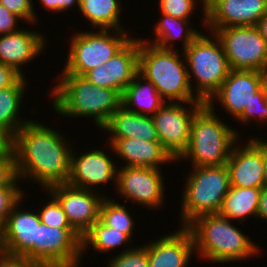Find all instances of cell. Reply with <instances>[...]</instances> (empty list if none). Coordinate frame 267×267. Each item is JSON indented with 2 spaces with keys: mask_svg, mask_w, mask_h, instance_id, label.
Listing matches in <instances>:
<instances>
[{
  "mask_svg": "<svg viewBox=\"0 0 267 267\" xmlns=\"http://www.w3.org/2000/svg\"><path fill=\"white\" fill-rule=\"evenodd\" d=\"M45 45L44 36L33 31L19 29L0 35V62L25 76L21 67L41 54Z\"/></svg>",
  "mask_w": 267,
  "mask_h": 267,
  "instance_id": "cell-20",
  "label": "cell"
},
{
  "mask_svg": "<svg viewBox=\"0 0 267 267\" xmlns=\"http://www.w3.org/2000/svg\"><path fill=\"white\" fill-rule=\"evenodd\" d=\"M256 217L267 221V185L261 188V195Z\"/></svg>",
  "mask_w": 267,
  "mask_h": 267,
  "instance_id": "cell-43",
  "label": "cell"
},
{
  "mask_svg": "<svg viewBox=\"0 0 267 267\" xmlns=\"http://www.w3.org/2000/svg\"><path fill=\"white\" fill-rule=\"evenodd\" d=\"M0 4L20 17L22 21H26L25 23H34L37 20L32 0H0Z\"/></svg>",
  "mask_w": 267,
  "mask_h": 267,
  "instance_id": "cell-37",
  "label": "cell"
},
{
  "mask_svg": "<svg viewBox=\"0 0 267 267\" xmlns=\"http://www.w3.org/2000/svg\"><path fill=\"white\" fill-rule=\"evenodd\" d=\"M203 3V12H204V19L202 21H204V25H206V0H201Z\"/></svg>",
  "mask_w": 267,
  "mask_h": 267,
  "instance_id": "cell-47",
  "label": "cell"
},
{
  "mask_svg": "<svg viewBox=\"0 0 267 267\" xmlns=\"http://www.w3.org/2000/svg\"><path fill=\"white\" fill-rule=\"evenodd\" d=\"M151 42L139 39L138 72L156 88L164 100L182 102L193 106L200 101L194 96L188 80V72L178 50L161 49ZM183 60V61H182Z\"/></svg>",
  "mask_w": 267,
  "mask_h": 267,
  "instance_id": "cell-4",
  "label": "cell"
},
{
  "mask_svg": "<svg viewBox=\"0 0 267 267\" xmlns=\"http://www.w3.org/2000/svg\"><path fill=\"white\" fill-rule=\"evenodd\" d=\"M120 0H80V12L91 22L92 27L99 29H123L119 21Z\"/></svg>",
  "mask_w": 267,
  "mask_h": 267,
  "instance_id": "cell-28",
  "label": "cell"
},
{
  "mask_svg": "<svg viewBox=\"0 0 267 267\" xmlns=\"http://www.w3.org/2000/svg\"><path fill=\"white\" fill-rule=\"evenodd\" d=\"M266 13L267 0H206L207 30L256 26Z\"/></svg>",
  "mask_w": 267,
  "mask_h": 267,
  "instance_id": "cell-14",
  "label": "cell"
},
{
  "mask_svg": "<svg viewBox=\"0 0 267 267\" xmlns=\"http://www.w3.org/2000/svg\"><path fill=\"white\" fill-rule=\"evenodd\" d=\"M121 168V169H120ZM117 169L116 190L122 197L145 205L157 208L164 200L165 186L161 169L150 167L123 166Z\"/></svg>",
  "mask_w": 267,
  "mask_h": 267,
  "instance_id": "cell-12",
  "label": "cell"
},
{
  "mask_svg": "<svg viewBox=\"0 0 267 267\" xmlns=\"http://www.w3.org/2000/svg\"><path fill=\"white\" fill-rule=\"evenodd\" d=\"M196 3V0H160L159 9L166 15L189 20L196 8Z\"/></svg>",
  "mask_w": 267,
  "mask_h": 267,
  "instance_id": "cell-35",
  "label": "cell"
},
{
  "mask_svg": "<svg viewBox=\"0 0 267 267\" xmlns=\"http://www.w3.org/2000/svg\"><path fill=\"white\" fill-rule=\"evenodd\" d=\"M125 207V205L116 203V201L114 202L109 198L107 199L105 196L101 202L99 219L106 226L115 228L131 238L135 222Z\"/></svg>",
  "mask_w": 267,
  "mask_h": 267,
  "instance_id": "cell-30",
  "label": "cell"
},
{
  "mask_svg": "<svg viewBox=\"0 0 267 267\" xmlns=\"http://www.w3.org/2000/svg\"><path fill=\"white\" fill-rule=\"evenodd\" d=\"M72 149L68 185L76 188L94 190L111 180L116 184L117 167L115 162L102 150H91L76 157ZM114 178V179H113Z\"/></svg>",
  "mask_w": 267,
  "mask_h": 267,
  "instance_id": "cell-18",
  "label": "cell"
},
{
  "mask_svg": "<svg viewBox=\"0 0 267 267\" xmlns=\"http://www.w3.org/2000/svg\"><path fill=\"white\" fill-rule=\"evenodd\" d=\"M22 75L0 62V90L12 86Z\"/></svg>",
  "mask_w": 267,
  "mask_h": 267,
  "instance_id": "cell-41",
  "label": "cell"
},
{
  "mask_svg": "<svg viewBox=\"0 0 267 267\" xmlns=\"http://www.w3.org/2000/svg\"><path fill=\"white\" fill-rule=\"evenodd\" d=\"M82 237L73 228L37 226L34 261L44 267H79Z\"/></svg>",
  "mask_w": 267,
  "mask_h": 267,
  "instance_id": "cell-10",
  "label": "cell"
},
{
  "mask_svg": "<svg viewBox=\"0 0 267 267\" xmlns=\"http://www.w3.org/2000/svg\"><path fill=\"white\" fill-rule=\"evenodd\" d=\"M195 251L191 232L183 227L148 244V267H187Z\"/></svg>",
  "mask_w": 267,
  "mask_h": 267,
  "instance_id": "cell-19",
  "label": "cell"
},
{
  "mask_svg": "<svg viewBox=\"0 0 267 267\" xmlns=\"http://www.w3.org/2000/svg\"><path fill=\"white\" fill-rule=\"evenodd\" d=\"M40 3L45 7L47 10L52 12H63L69 10L68 8L77 5L80 9V0H39Z\"/></svg>",
  "mask_w": 267,
  "mask_h": 267,
  "instance_id": "cell-42",
  "label": "cell"
},
{
  "mask_svg": "<svg viewBox=\"0 0 267 267\" xmlns=\"http://www.w3.org/2000/svg\"><path fill=\"white\" fill-rule=\"evenodd\" d=\"M204 35L200 33L185 50H182L184 53L182 56L185 57L187 63L191 89L193 88L192 79L196 78L198 84L194 90L195 96L207 103L228 76L230 67L223 46L216 35H212L215 40Z\"/></svg>",
  "mask_w": 267,
  "mask_h": 267,
  "instance_id": "cell-7",
  "label": "cell"
},
{
  "mask_svg": "<svg viewBox=\"0 0 267 267\" xmlns=\"http://www.w3.org/2000/svg\"><path fill=\"white\" fill-rule=\"evenodd\" d=\"M230 186L262 188L265 186L262 139L251 138L244 147L232 148L226 163Z\"/></svg>",
  "mask_w": 267,
  "mask_h": 267,
  "instance_id": "cell-15",
  "label": "cell"
},
{
  "mask_svg": "<svg viewBox=\"0 0 267 267\" xmlns=\"http://www.w3.org/2000/svg\"><path fill=\"white\" fill-rule=\"evenodd\" d=\"M231 222L219 213L201 215L192 220L186 228L192 234L197 255L213 263L255 257L260 252L259 246Z\"/></svg>",
  "mask_w": 267,
  "mask_h": 267,
  "instance_id": "cell-3",
  "label": "cell"
},
{
  "mask_svg": "<svg viewBox=\"0 0 267 267\" xmlns=\"http://www.w3.org/2000/svg\"><path fill=\"white\" fill-rule=\"evenodd\" d=\"M182 195L181 221L186 227L196 217L218 213L230 188L226 165L194 166Z\"/></svg>",
  "mask_w": 267,
  "mask_h": 267,
  "instance_id": "cell-6",
  "label": "cell"
},
{
  "mask_svg": "<svg viewBox=\"0 0 267 267\" xmlns=\"http://www.w3.org/2000/svg\"><path fill=\"white\" fill-rule=\"evenodd\" d=\"M18 20L22 21L20 17L10 12L5 6L0 4V35H5L19 30V28H17Z\"/></svg>",
  "mask_w": 267,
  "mask_h": 267,
  "instance_id": "cell-38",
  "label": "cell"
},
{
  "mask_svg": "<svg viewBox=\"0 0 267 267\" xmlns=\"http://www.w3.org/2000/svg\"><path fill=\"white\" fill-rule=\"evenodd\" d=\"M9 144L15 153L20 180L28 177L45 189L68 182L73 148L58 131L30 120Z\"/></svg>",
  "mask_w": 267,
  "mask_h": 267,
  "instance_id": "cell-1",
  "label": "cell"
},
{
  "mask_svg": "<svg viewBox=\"0 0 267 267\" xmlns=\"http://www.w3.org/2000/svg\"><path fill=\"white\" fill-rule=\"evenodd\" d=\"M60 83L53 87L54 111L58 115L92 117L94 125L103 128L121 106V95L114 89L98 87L84 76L61 74Z\"/></svg>",
  "mask_w": 267,
  "mask_h": 267,
  "instance_id": "cell-2",
  "label": "cell"
},
{
  "mask_svg": "<svg viewBox=\"0 0 267 267\" xmlns=\"http://www.w3.org/2000/svg\"><path fill=\"white\" fill-rule=\"evenodd\" d=\"M260 195L261 188L230 186L218 213L230 220L239 219V222L249 216L256 217Z\"/></svg>",
  "mask_w": 267,
  "mask_h": 267,
  "instance_id": "cell-26",
  "label": "cell"
},
{
  "mask_svg": "<svg viewBox=\"0 0 267 267\" xmlns=\"http://www.w3.org/2000/svg\"><path fill=\"white\" fill-rule=\"evenodd\" d=\"M21 76L12 86L0 90V141L9 144L17 131L28 121L19 118V110L26 89V78Z\"/></svg>",
  "mask_w": 267,
  "mask_h": 267,
  "instance_id": "cell-23",
  "label": "cell"
},
{
  "mask_svg": "<svg viewBox=\"0 0 267 267\" xmlns=\"http://www.w3.org/2000/svg\"><path fill=\"white\" fill-rule=\"evenodd\" d=\"M161 17L162 20L154 27L156 39L151 43L156 47L172 49L170 44L177 38H183L182 45L184 47L182 48L185 50L201 33L198 30L196 31V29H192V27L190 28V25L187 23L190 20H183L164 13H161Z\"/></svg>",
  "mask_w": 267,
  "mask_h": 267,
  "instance_id": "cell-27",
  "label": "cell"
},
{
  "mask_svg": "<svg viewBox=\"0 0 267 267\" xmlns=\"http://www.w3.org/2000/svg\"><path fill=\"white\" fill-rule=\"evenodd\" d=\"M0 267H44L40 263L25 256L6 254L0 251Z\"/></svg>",
  "mask_w": 267,
  "mask_h": 267,
  "instance_id": "cell-39",
  "label": "cell"
},
{
  "mask_svg": "<svg viewBox=\"0 0 267 267\" xmlns=\"http://www.w3.org/2000/svg\"><path fill=\"white\" fill-rule=\"evenodd\" d=\"M84 77L98 87L108 88V75L104 64L89 70Z\"/></svg>",
  "mask_w": 267,
  "mask_h": 267,
  "instance_id": "cell-40",
  "label": "cell"
},
{
  "mask_svg": "<svg viewBox=\"0 0 267 267\" xmlns=\"http://www.w3.org/2000/svg\"><path fill=\"white\" fill-rule=\"evenodd\" d=\"M130 237L117 231L115 228L106 226L100 219L94 222L89 230L82 236V254L87 248L98 252H108L110 250L119 248L123 244L130 243Z\"/></svg>",
  "mask_w": 267,
  "mask_h": 267,
  "instance_id": "cell-29",
  "label": "cell"
},
{
  "mask_svg": "<svg viewBox=\"0 0 267 267\" xmlns=\"http://www.w3.org/2000/svg\"><path fill=\"white\" fill-rule=\"evenodd\" d=\"M24 192L19 188H1L0 189V223L5 224L8 215L13 208L23 199Z\"/></svg>",
  "mask_w": 267,
  "mask_h": 267,
  "instance_id": "cell-36",
  "label": "cell"
},
{
  "mask_svg": "<svg viewBox=\"0 0 267 267\" xmlns=\"http://www.w3.org/2000/svg\"><path fill=\"white\" fill-rule=\"evenodd\" d=\"M144 82L146 84H143ZM165 102L166 101L157 92L155 86L150 81L146 80L139 72L125 88L121 96V105L126 110L147 116L154 115Z\"/></svg>",
  "mask_w": 267,
  "mask_h": 267,
  "instance_id": "cell-25",
  "label": "cell"
},
{
  "mask_svg": "<svg viewBox=\"0 0 267 267\" xmlns=\"http://www.w3.org/2000/svg\"><path fill=\"white\" fill-rule=\"evenodd\" d=\"M20 203L22 202L13 208L3 225L1 251L10 255L25 256L34 261V242L37 226L41 221L38 213L19 210Z\"/></svg>",
  "mask_w": 267,
  "mask_h": 267,
  "instance_id": "cell-16",
  "label": "cell"
},
{
  "mask_svg": "<svg viewBox=\"0 0 267 267\" xmlns=\"http://www.w3.org/2000/svg\"><path fill=\"white\" fill-rule=\"evenodd\" d=\"M262 155H263V163H264V179L265 184L267 185V141L262 140Z\"/></svg>",
  "mask_w": 267,
  "mask_h": 267,
  "instance_id": "cell-45",
  "label": "cell"
},
{
  "mask_svg": "<svg viewBox=\"0 0 267 267\" xmlns=\"http://www.w3.org/2000/svg\"><path fill=\"white\" fill-rule=\"evenodd\" d=\"M51 197L52 200L38 212L40 221L53 228H72L58 200Z\"/></svg>",
  "mask_w": 267,
  "mask_h": 267,
  "instance_id": "cell-33",
  "label": "cell"
},
{
  "mask_svg": "<svg viewBox=\"0 0 267 267\" xmlns=\"http://www.w3.org/2000/svg\"><path fill=\"white\" fill-rule=\"evenodd\" d=\"M262 75V86L265 89V93L267 94V65L261 71Z\"/></svg>",
  "mask_w": 267,
  "mask_h": 267,
  "instance_id": "cell-46",
  "label": "cell"
},
{
  "mask_svg": "<svg viewBox=\"0 0 267 267\" xmlns=\"http://www.w3.org/2000/svg\"><path fill=\"white\" fill-rule=\"evenodd\" d=\"M104 66L107 69L108 88L122 96L138 73L139 39L131 38Z\"/></svg>",
  "mask_w": 267,
  "mask_h": 267,
  "instance_id": "cell-24",
  "label": "cell"
},
{
  "mask_svg": "<svg viewBox=\"0 0 267 267\" xmlns=\"http://www.w3.org/2000/svg\"><path fill=\"white\" fill-rule=\"evenodd\" d=\"M46 190L58 200L71 227L81 237L99 220L105 196L101 197L95 190L76 188L67 183L56 184Z\"/></svg>",
  "mask_w": 267,
  "mask_h": 267,
  "instance_id": "cell-13",
  "label": "cell"
},
{
  "mask_svg": "<svg viewBox=\"0 0 267 267\" xmlns=\"http://www.w3.org/2000/svg\"><path fill=\"white\" fill-rule=\"evenodd\" d=\"M256 27L267 43V13L258 21Z\"/></svg>",
  "mask_w": 267,
  "mask_h": 267,
  "instance_id": "cell-44",
  "label": "cell"
},
{
  "mask_svg": "<svg viewBox=\"0 0 267 267\" xmlns=\"http://www.w3.org/2000/svg\"><path fill=\"white\" fill-rule=\"evenodd\" d=\"M112 258L107 267H148V243L139 248H127Z\"/></svg>",
  "mask_w": 267,
  "mask_h": 267,
  "instance_id": "cell-32",
  "label": "cell"
},
{
  "mask_svg": "<svg viewBox=\"0 0 267 267\" xmlns=\"http://www.w3.org/2000/svg\"><path fill=\"white\" fill-rule=\"evenodd\" d=\"M111 31L76 32L70 41L71 48L62 74L84 76L89 70L105 64L132 38L125 30Z\"/></svg>",
  "mask_w": 267,
  "mask_h": 267,
  "instance_id": "cell-8",
  "label": "cell"
},
{
  "mask_svg": "<svg viewBox=\"0 0 267 267\" xmlns=\"http://www.w3.org/2000/svg\"><path fill=\"white\" fill-rule=\"evenodd\" d=\"M261 87V71L230 70L218 91L207 103H213L214 98L217 99L221 107L237 119Z\"/></svg>",
  "mask_w": 267,
  "mask_h": 267,
  "instance_id": "cell-17",
  "label": "cell"
},
{
  "mask_svg": "<svg viewBox=\"0 0 267 267\" xmlns=\"http://www.w3.org/2000/svg\"><path fill=\"white\" fill-rule=\"evenodd\" d=\"M254 118L267 123V94L263 86L255 92L254 99L249 105H246L243 113L236 120L248 124Z\"/></svg>",
  "mask_w": 267,
  "mask_h": 267,
  "instance_id": "cell-34",
  "label": "cell"
},
{
  "mask_svg": "<svg viewBox=\"0 0 267 267\" xmlns=\"http://www.w3.org/2000/svg\"><path fill=\"white\" fill-rule=\"evenodd\" d=\"M20 181L16 170V157L10 144L0 146V189L18 188Z\"/></svg>",
  "mask_w": 267,
  "mask_h": 267,
  "instance_id": "cell-31",
  "label": "cell"
},
{
  "mask_svg": "<svg viewBox=\"0 0 267 267\" xmlns=\"http://www.w3.org/2000/svg\"><path fill=\"white\" fill-rule=\"evenodd\" d=\"M220 40L230 70H257L267 65V43L256 26L209 29Z\"/></svg>",
  "mask_w": 267,
  "mask_h": 267,
  "instance_id": "cell-9",
  "label": "cell"
},
{
  "mask_svg": "<svg viewBox=\"0 0 267 267\" xmlns=\"http://www.w3.org/2000/svg\"><path fill=\"white\" fill-rule=\"evenodd\" d=\"M109 141L112 151L126 162L124 166L160 169V164L176 161L160 141L134 138L109 139Z\"/></svg>",
  "mask_w": 267,
  "mask_h": 267,
  "instance_id": "cell-21",
  "label": "cell"
},
{
  "mask_svg": "<svg viewBox=\"0 0 267 267\" xmlns=\"http://www.w3.org/2000/svg\"><path fill=\"white\" fill-rule=\"evenodd\" d=\"M3 235V225L0 223V251H1V240Z\"/></svg>",
  "mask_w": 267,
  "mask_h": 267,
  "instance_id": "cell-48",
  "label": "cell"
},
{
  "mask_svg": "<svg viewBox=\"0 0 267 267\" xmlns=\"http://www.w3.org/2000/svg\"><path fill=\"white\" fill-rule=\"evenodd\" d=\"M213 105L206 103L195 114L188 146L176 161L192 158V167L226 165L239 132L217 118Z\"/></svg>",
  "mask_w": 267,
  "mask_h": 267,
  "instance_id": "cell-5",
  "label": "cell"
},
{
  "mask_svg": "<svg viewBox=\"0 0 267 267\" xmlns=\"http://www.w3.org/2000/svg\"><path fill=\"white\" fill-rule=\"evenodd\" d=\"M102 130L110 133L108 139L134 138L159 141L151 116L130 112L122 105L111 115Z\"/></svg>",
  "mask_w": 267,
  "mask_h": 267,
  "instance_id": "cell-22",
  "label": "cell"
},
{
  "mask_svg": "<svg viewBox=\"0 0 267 267\" xmlns=\"http://www.w3.org/2000/svg\"><path fill=\"white\" fill-rule=\"evenodd\" d=\"M205 104L193 102L192 110L188 111L182 102L169 101L151 116L160 143L175 160L187 148L193 118Z\"/></svg>",
  "mask_w": 267,
  "mask_h": 267,
  "instance_id": "cell-11",
  "label": "cell"
}]
</instances>
